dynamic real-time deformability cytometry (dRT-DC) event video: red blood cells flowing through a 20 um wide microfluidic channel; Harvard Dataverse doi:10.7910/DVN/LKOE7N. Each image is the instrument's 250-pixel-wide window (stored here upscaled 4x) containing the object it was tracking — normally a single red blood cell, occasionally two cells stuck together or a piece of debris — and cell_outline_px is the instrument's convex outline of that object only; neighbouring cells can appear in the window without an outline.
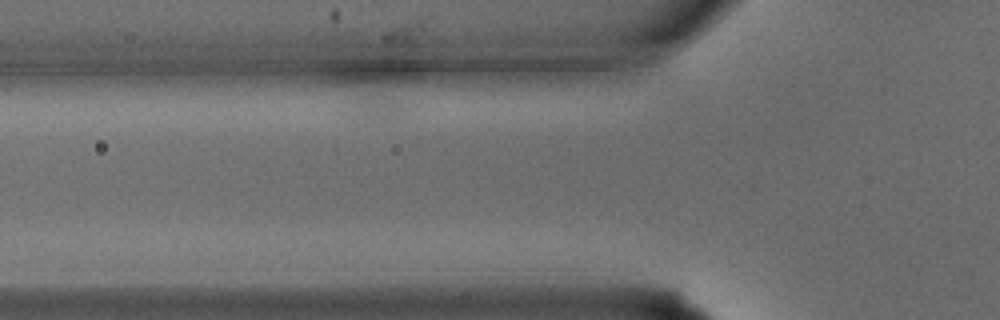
{"species": "common noctule bat (a hibernating species)", "species_latin": "Nyctalus noctula", "temperature_condition": "warm", "stored_images_in_passage": 8, "camera_frame_rate_fps": 3000, "um_per_image_px": 0.085, "animal": {"sex": "male", "body_mass_g": 15.6}, "frame": {"image": 1, "passage_image": 3, "time_ms": 0.667, "image_size_px": [1000, 320], "cell_outline_px": [[584, 136], [564, 140], [496, 148], [412, 144], [400, 132], [400, 128], [488, 124], [568, 128]], "centroid_in_image_um": [41.33, 11.51], "position_along_channel_um": 84.5, "area_um2": 23.06}}